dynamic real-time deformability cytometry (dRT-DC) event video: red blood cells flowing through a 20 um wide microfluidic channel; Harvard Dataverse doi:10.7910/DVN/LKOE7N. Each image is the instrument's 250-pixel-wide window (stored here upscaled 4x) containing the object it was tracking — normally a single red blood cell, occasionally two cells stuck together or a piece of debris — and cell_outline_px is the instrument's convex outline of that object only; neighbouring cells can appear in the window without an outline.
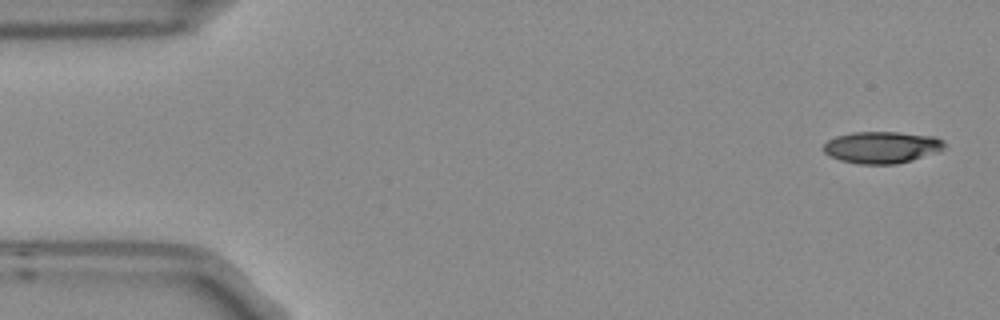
{"species": "Egyptian fruit bat (a non-hibernating species)", "species_latin": "Rousettus aegyptiacus", "temperature_condition": "room temperature", "stored_images_in_passage": 5, "segment_of_instrument_passage": [1, 2], "camera_frame_rate_fps": 3000, "um_per_image_px": 0.085, "frame": {"image": 1, "passage_image": 1, "time_ms": 0.0, "image_size_px": [1000, 320], "cell_outline_px": [[944, 144], [940, 148], [912, 160], [896, 164], [860, 164], [840, 160], [828, 156], [824, 152], [824, 144], [828, 140], [836, 136], [852, 132], [900, 132], [936, 136], [944, 140]], "centroid_in_image_um": [74.88, 12.51], "position_along_channel_um": 10.1, "area_um2": 22.14}}